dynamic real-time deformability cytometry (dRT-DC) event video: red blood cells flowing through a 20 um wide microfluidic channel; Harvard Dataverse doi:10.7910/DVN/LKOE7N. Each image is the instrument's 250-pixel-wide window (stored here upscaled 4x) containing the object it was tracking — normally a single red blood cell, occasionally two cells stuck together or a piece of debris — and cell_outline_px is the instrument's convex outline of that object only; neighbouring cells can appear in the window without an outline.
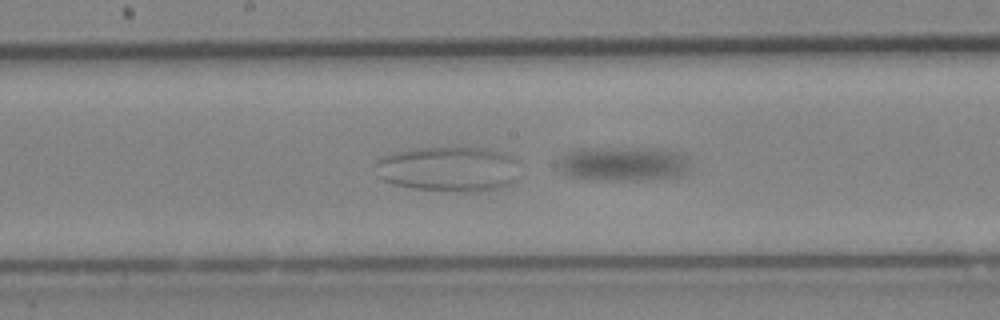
{"species": "Egyptian fruit bat (a non-hibernating species)", "species_latin": "Rousettus aegyptiacus", "temperature_condition": "cold", "stored_images_in_passage": 55, "segment_of_instrument_passage": [2, 2], "camera_frame_rate_fps": 3000, "um_per_image_px": 0.085, "animal": {"sex": "female"}, "frame": {"image": 1, "passage_image": 27, "time_ms": 8.667, "image_size_px": [1000, 320], "cell_outline_px": [[692, 168], [688, 172], [680, 176], [640, 180], [592, 180], [572, 176], [564, 172], [560, 168], [564, 156], [572, 148], [668, 148], [680, 152], [688, 156]], "centroid_in_image_um": [53.13, 13.91], "position_along_channel_um": 195.1, "area_um2": 26.82}}
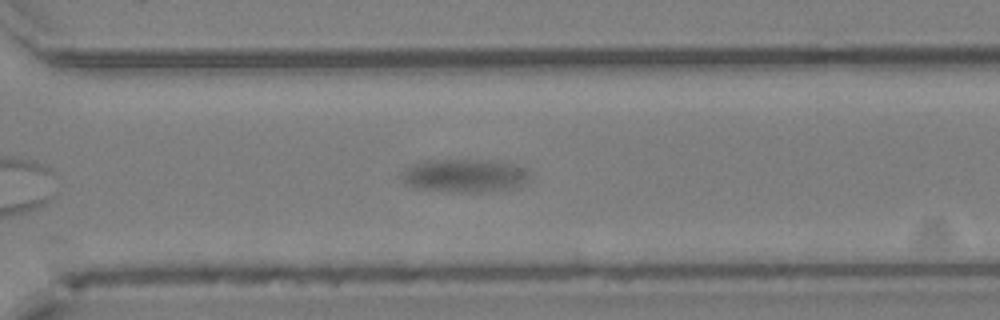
{"frame": {"image": 2, "passage_image": 39, "time_ms": 12.667, "image_size_px": [1000, 320], "cell_outline_px": [[528, 176], [520, 184], [512, 188], [484, 192], [444, 192], [416, 188], [404, 184], [400, 176], [408, 168], [416, 164], [428, 160], [484, 160], [516, 164]], "centroid_in_image_um": [39.4, 14.95], "position_along_channel_um": 331.2, "area_um2": 24.33}}
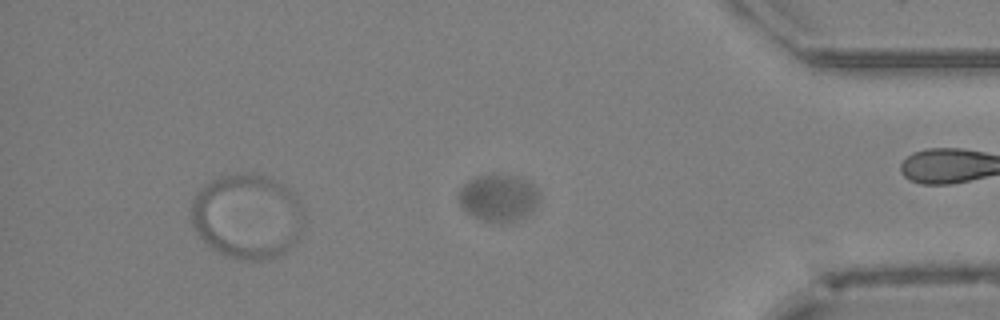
{"frame": {"image": 3, "passage_image": 47, "time_ms": 15.333, "image_size_px": [1000, 320], "cell_outline_px": [[540, 200], [524, 216], [500, 224], [480, 220], [472, 216], [460, 204], [460, 188], [468, 180], [476, 176], [492, 172], [516, 176], [532, 184], [536, 188], [540, 196]], "centroid_in_image_um": [42.34, 16.78], "position_along_channel_um": 392.9, "area_um2": 22.14}}